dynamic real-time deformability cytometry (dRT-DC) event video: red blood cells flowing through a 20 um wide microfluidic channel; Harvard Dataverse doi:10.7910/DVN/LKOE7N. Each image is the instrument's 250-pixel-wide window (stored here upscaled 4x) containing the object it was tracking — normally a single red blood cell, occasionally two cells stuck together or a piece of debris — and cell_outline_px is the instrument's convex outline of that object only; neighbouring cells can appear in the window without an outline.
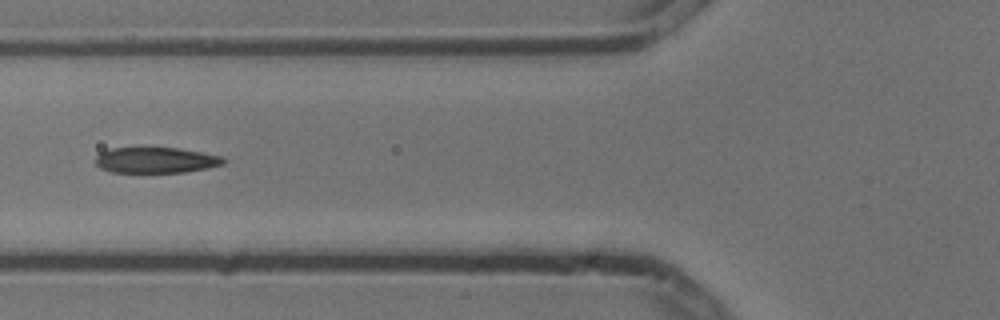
{"species": "common noctule bat (a hibernating species)", "species_latin": "Nyctalus noctula", "temperature_condition": "cold", "stored_images_in_passage": 7, "camera_frame_rate_fps": 3000, "um_per_image_px": 0.085, "animal": {"sex": "male", "body_mass_g": 13.3}, "frame": {"image": 1, "passage_image": 4, "time_ms": 1.0, "image_size_px": [1000, 320], "cell_outline_px": [[224, 164], [208, 168], [184, 172], [112, 172], [100, 168], [96, 164], [96, 156], [100, 152], [112, 148], [136, 144], [180, 148], [220, 156], [224, 160]], "centroid_in_image_um": [13.17, 13.56], "position_along_channel_um": 112.6, "area_um2": 20.0}}
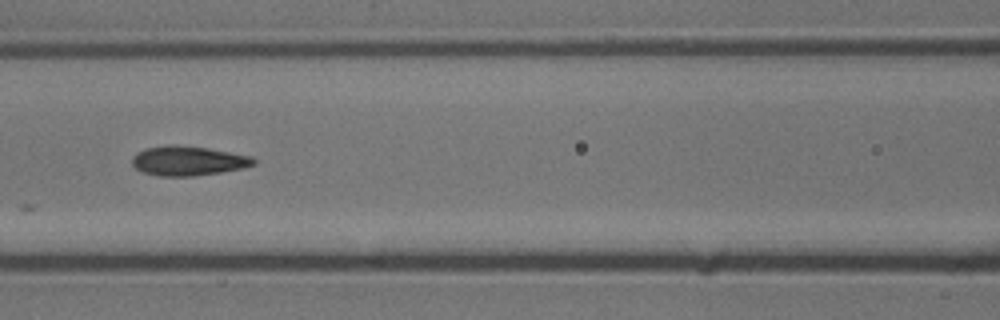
{"frame": {"image": 2, "passage_image": 5, "time_ms": 1.333, "image_size_px": [1000, 320], "cell_outline_px": [[256, 164], [244, 168], [220, 172], [192, 176], [160, 176], [144, 172], [136, 168], [132, 164], [132, 156], [136, 152], [144, 148], [168, 144], [208, 148], [252, 156], [256, 160]], "centroid_in_image_um": [15.98, 13.66], "position_along_channel_um": 150.6, "area_um2": 20.98}}
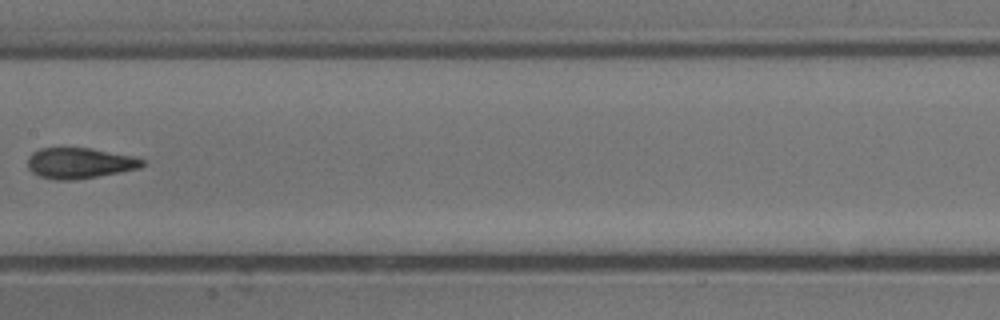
{"frame": {"image": 3, "passage_image": 6, "time_ms": 1.667, "image_size_px": [1000, 320], "cell_outline_px": [[144, 164], [140, 168], [120, 172], [76, 180], [56, 180], [40, 176], [32, 172], [28, 168], [28, 156], [32, 152], [40, 148], [92, 148], [132, 156], [144, 160]], "centroid_in_image_um": [6.75, 13.86], "position_along_channel_um": 200.7, "area_um2": 20.52}}